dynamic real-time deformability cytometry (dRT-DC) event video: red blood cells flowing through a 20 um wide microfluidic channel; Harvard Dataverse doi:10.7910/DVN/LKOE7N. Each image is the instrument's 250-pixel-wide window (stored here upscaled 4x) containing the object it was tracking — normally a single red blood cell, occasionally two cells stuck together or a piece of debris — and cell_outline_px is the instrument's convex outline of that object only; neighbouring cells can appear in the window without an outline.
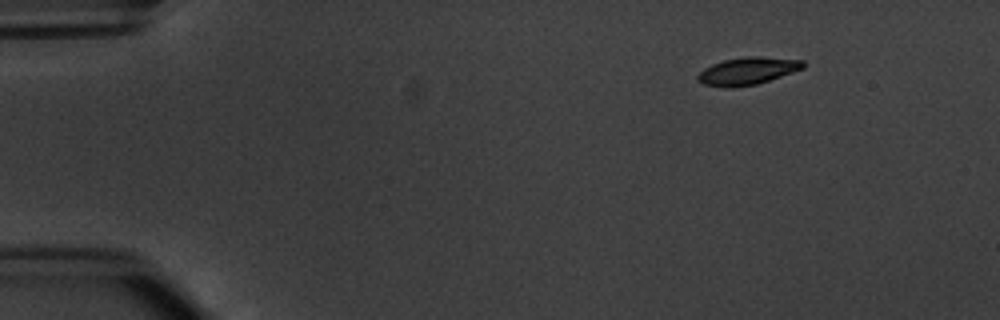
{"species": "common noctule bat (a hibernating species)", "species_latin": "Nyctalus noctula", "temperature_condition": "warm", "stored_images_in_passage": 48, "camera_frame_rate_fps": 3000, "um_per_image_px": 0.085, "animal": {"sex": "male", "body_mass_g": 20.1, "forearm_length_mm": 53.5}, "frame": {"image": 1, "passage_image": 1, "time_ms": 0.0, "image_size_px": [1000, 320], "cell_outline_px": [[804, 68], [756, 84], [728, 88], [724, 88], [704, 84], [696, 80], [696, 76], [704, 68], [712, 64], [724, 60], [744, 56], [760, 56], [804, 60]], "centroid_in_image_um": [63.51, 6.03], "position_along_channel_um": 21.5, "area_um2": 16.82}}
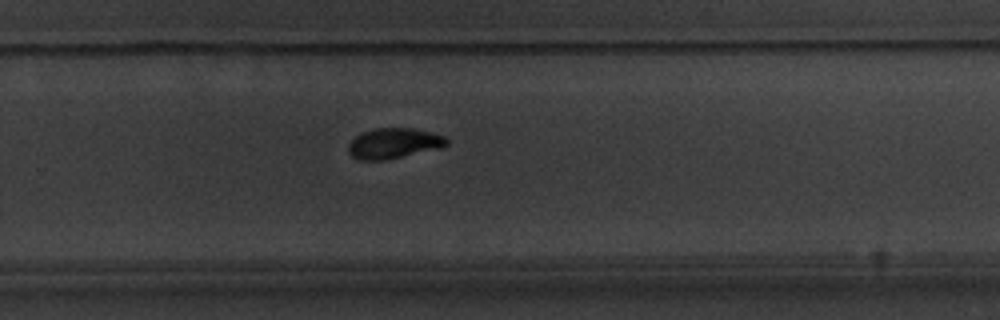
{"frame": {"image": 2, "passage_image": 30, "time_ms": 9.667, "image_size_px": [1000, 320], "cell_outline_px": [[448, 144], [444, 148], [384, 160], [360, 160], [352, 156], [348, 152], [348, 144], [356, 136], [364, 132], [376, 128], [412, 128], [444, 136], [448, 140]], "centroid_in_image_um": [33.49, 12.19], "position_along_channel_um": 296.3, "area_um2": 17.4}}
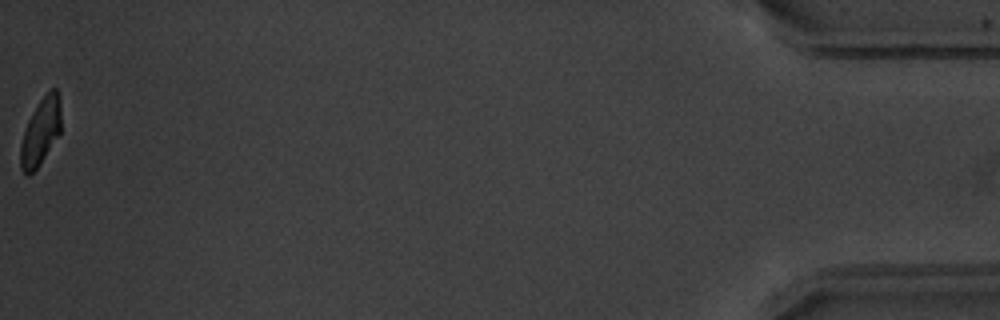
{"frame": {"image": 3, "passage_image": 48, "time_ms": 15.667, "image_size_px": [1000, 320], "cell_outline_px": [[60, 132], [40, 164], [28, 176], [20, 168], [20, 148], [24, 132], [28, 120], [32, 112], [40, 100], [52, 88], [56, 88], [60, 100]], "centroid_in_image_um": [3.44, 11.2], "position_along_channel_um": 431.8, "area_um2": 15.49}, "authors_computed_cell_mechanics": {"area_um2": 17.2822, "velocity_mm_per_s": 3.7981, "shape_relaxation_time_tau1_ms": 2.3387, "shape_relaxation_time_tau2_ms": 2.0387, "deformation_change_tau1": 0.142, "deformation_change_tau2": 0.0534}}